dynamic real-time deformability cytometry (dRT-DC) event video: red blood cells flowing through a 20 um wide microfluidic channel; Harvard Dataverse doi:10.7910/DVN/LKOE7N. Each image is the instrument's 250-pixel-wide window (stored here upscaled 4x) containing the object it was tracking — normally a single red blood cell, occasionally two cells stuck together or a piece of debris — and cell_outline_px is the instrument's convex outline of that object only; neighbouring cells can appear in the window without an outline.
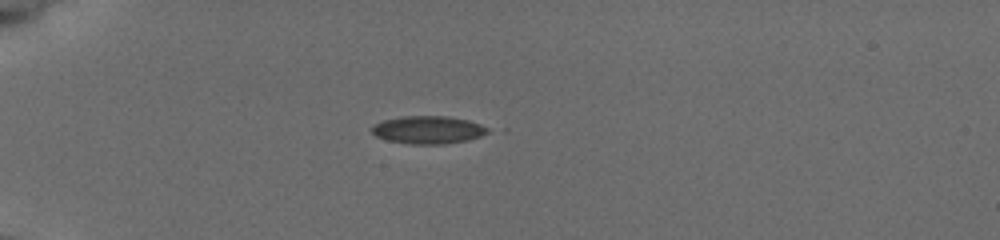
{"species": "common noctule bat (a hibernating species)", "species_latin": "Nyctalus noctula", "temperature_condition": "cold", "stored_images_in_passage": 40, "camera_frame_rate_fps": 3000, "um_per_image_px": 0.085, "animal": {"sex": "female", "body_mass_g": 19.5, "forearm_length_mm": 54.1}, "frame": {"image": 1, "passage_image": 1, "time_ms": 0.0, "image_size_px": [1000, 240], "cell_outline_px": [[488, 132], [480, 136], [468, 140], [444, 144], [408, 144], [388, 140], [376, 136], [372, 132], [372, 128], [376, 124], [384, 120], [400, 116], [444, 116], [468, 120], [480, 124], [488, 128]], "centroid_in_image_um": [36.39, 11.04], "position_along_channel_um": 48.6, "area_um2": 18.61}}
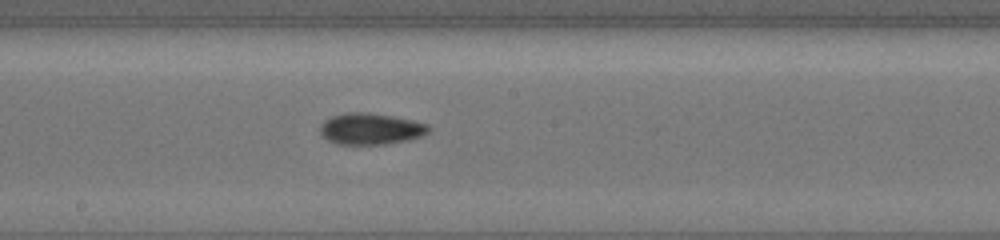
{"frame": {"image": 2, "passage_image": 17, "time_ms": 5.333, "image_size_px": [1000, 240], "cell_outline_px": [[432, 128], [428, 132], [420, 136], [408, 140], [384, 144], [336, 144], [320, 136], [320, 124], [324, 120], [332, 116], [348, 112], [364, 112], [392, 116], [412, 120], [428, 124]], "centroid_in_image_um": [31.48, 10.95], "position_along_channel_um": 216.7, "area_um2": 19.88}}
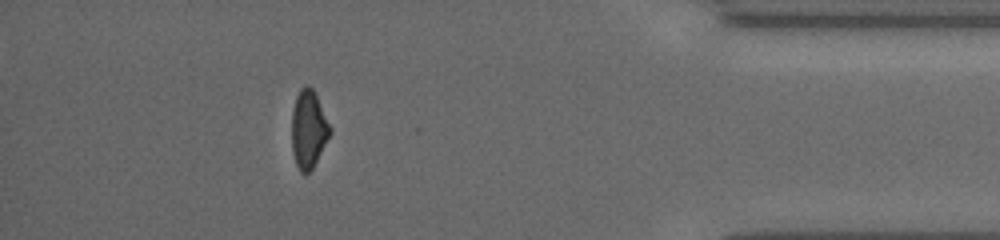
{"frame": {"image": 3, "passage_image": 35, "time_ms": 11.333, "image_size_px": [1000, 240], "cell_outline_px": [[332, 132], [312, 168], [308, 172], [300, 172], [296, 164], [292, 152], [292, 112], [296, 96], [300, 88], [308, 84], [316, 92], [332, 128]], "centroid_in_image_um": [26.24, 10.93], "position_along_channel_um": 409.0, "area_um2": 17.51}, "authors_computed_cell_mechanics": {"area_um2": 18.6983, "velocity_mm_per_s": 3.7877, "shape_relaxation_time_tau1_ms": 9.2856, "shape_relaxation_time_tau2_ms": null, "deformation_change_tau1": 0.1449, "deformation_change_tau2": null}}